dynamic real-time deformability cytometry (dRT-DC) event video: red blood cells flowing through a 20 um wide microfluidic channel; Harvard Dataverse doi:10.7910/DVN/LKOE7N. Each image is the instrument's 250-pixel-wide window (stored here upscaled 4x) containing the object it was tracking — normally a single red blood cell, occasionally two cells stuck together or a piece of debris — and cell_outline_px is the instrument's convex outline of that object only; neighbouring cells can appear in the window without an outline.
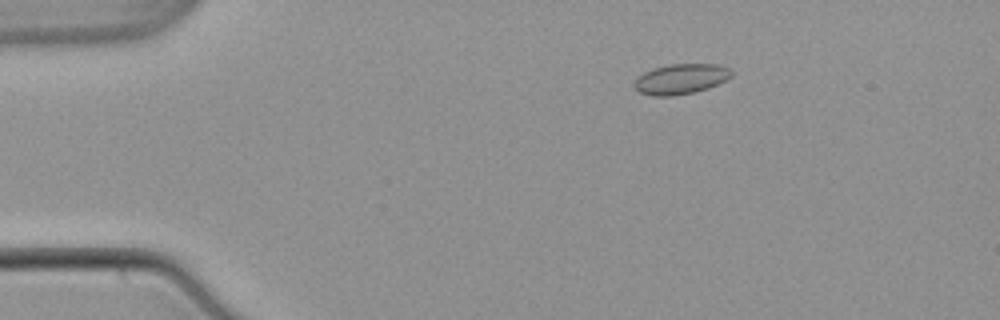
{"species": "common noctule bat (a hibernating species)", "species_latin": "Nyctalus noctula", "temperature_condition": "warm", "stored_images_in_passage": 34, "camera_frame_rate_fps": 3000, "um_per_image_px": 0.085, "animal": {"sex": "male", "body_mass_g": 21.5, "forearm_length_mm": 52.0}, "frame": {"image": 1, "passage_image": 6, "time_ms": 1.667, "image_size_px": [1000, 320], "cell_outline_px": [[732, 76], [708, 88], [696, 92], [672, 96], [652, 96], [640, 92], [636, 88], [636, 76], [652, 68], [668, 64], [716, 64], [732, 68]], "centroid_in_image_um": [57.88, 6.7], "position_along_channel_um": 27.1, "area_um2": 17.17}}
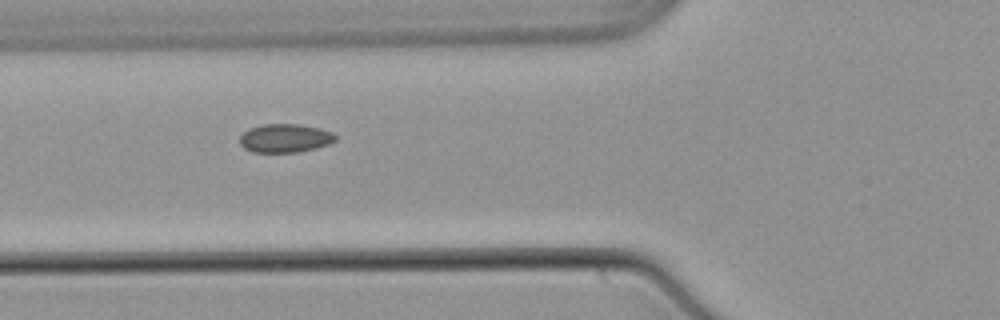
{"frame": {"image": 2, "passage_image": 17, "time_ms": 5.333, "image_size_px": [1000, 320], "cell_outline_px": [[336, 140], [328, 144], [316, 148], [296, 152], [252, 152], [244, 148], [240, 144], [240, 136], [248, 128], [264, 124], [296, 124], [320, 128], [332, 132], [336, 136]], "centroid_in_image_um": [24.21, 11.74], "position_along_channel_um": 101.6, "area_um2": 15.9}}
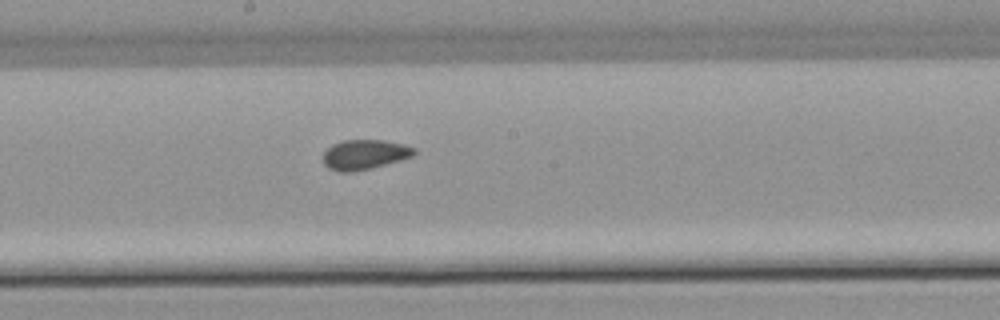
{"frame": {"image": 3, "passage_image": 26, "time_ms": 8.333, "image_size_px": [1000, 320], "cell_outline_px": [[416, 152], [412, 156], [400, 160], [352, 172], [340, 172], [328, 168], [324, 164], [324, 152], [332, 144], [344, 140], [384, 140], [404, 144], [416, 148]], "centroid_in_image_um": [30.99, 13.12], "position_along_channel_um": 217.2, "area_um2": 15.66}}